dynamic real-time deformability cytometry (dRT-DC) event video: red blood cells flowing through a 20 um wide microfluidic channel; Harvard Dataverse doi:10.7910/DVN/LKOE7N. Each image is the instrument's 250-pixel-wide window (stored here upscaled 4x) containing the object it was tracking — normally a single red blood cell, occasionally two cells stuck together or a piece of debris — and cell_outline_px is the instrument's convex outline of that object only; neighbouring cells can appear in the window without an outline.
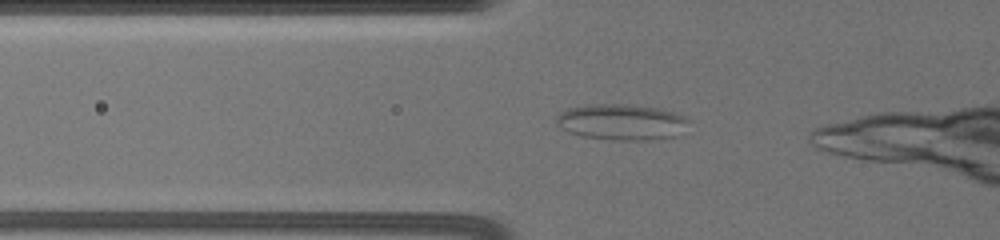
{"species": "common noctule bat (a hibernating species)", "species_latin": "Nyctalus noctula", "temperature_condition": "warm", "stored_images_in_passage": 26, "camera_frame_rate_fps": 3000, "um_per_image_px": 0.085, "animal": {"sex": "female", "body_mass_g": 19.5, "forearm_length_mm": 54.1}, "frame": {"image": 1, "passage_image": 9, "time_ms": 5.0, "image_size_px": [1000, 240], "cell_outline_px": [[692, 120], [676, 136], [648, 140], [612, 140], [580, 136], [568, 132], [556, 124], [556, 116], [560, 112], [568, 108], [588, 104], [624, 104], [656, 108], [672, 112], [684, 116]], "centroid_in_image_um": [52.8, 10.38], "position_along_channel_um": 73.0, "area_um2": 27.8}}
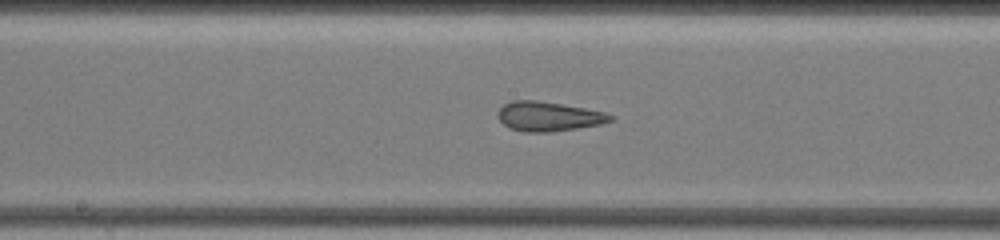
{"frame": {"image": 2, "passage_image": 15, "time_ms": 8.667, "image_size_px": [1000, 240], "cell_outline_px": [[612, 120], [600, 124], [576, 128], [548, 132], [524, 132], [508, 128], [496, 116], [496, 112], [504, 104], [512, 100], [536, 100], [584, 108], [604, 112], [612, 116]], "centroid_in_image_um": [46.54, 9.89], "position_along_channel_um": 201.7, "area_um2": 19.19}}
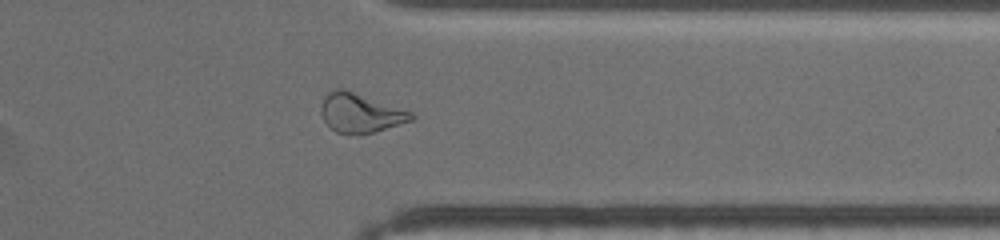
{"frame": {"image": 3, "passage_image": 23, "time_ms": 13.667, "image_size_px": [1000, 240], "cell_outline_px": [[416, 116], [412, 120], [372, 132], [356, 136], [336, 132], [324, 120], [320, 112], [320, 108], [324, 96], [328, 92], [340, 88], [412, 112]], "centroid_in_image_um": [30.59, 9.63], "position_along_channel_um": 380.8, "area_um2": 20.17}}